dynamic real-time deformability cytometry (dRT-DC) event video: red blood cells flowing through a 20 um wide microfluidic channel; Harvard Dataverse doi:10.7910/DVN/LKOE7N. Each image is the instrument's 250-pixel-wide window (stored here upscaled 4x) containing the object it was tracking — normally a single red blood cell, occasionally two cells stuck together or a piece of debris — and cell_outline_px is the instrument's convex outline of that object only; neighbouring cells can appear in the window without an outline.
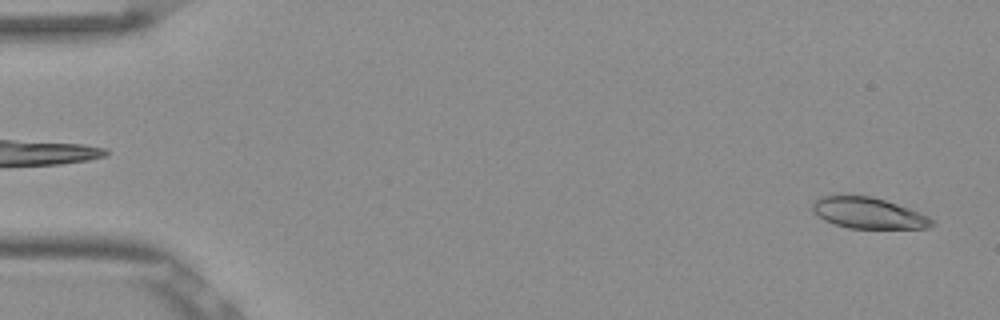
{"species": "Egyptian fruit bat (a non-hibernating species)", "species_latin": "Rousettus aegyptiacus", "temperature_condition": "room temperature", "stored_images_in_passage": 53, "camera_frame_rate_fps": 3000, "um_per_image_px": 0.085, "frame": {"image": 1, "passage_image": 2, "time_ms": 0.333, "image_size_px": [1000, 320], "cell_outline_px": [[936, 224], [928, 228], [848, 228], [824, 220], [816, 216], [812, 212], [812, 200], [820, 196], [872, 196], [908, 208], [928, 216]], "centroid_in_image_um": [73.76, 18.11], "position_along_channel_um": 11.2, "area_um2": 21.5}}
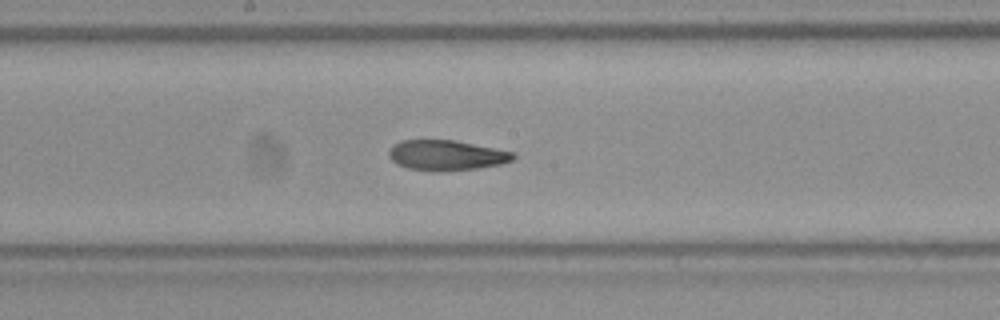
{"frame": {"image": 2, "passage_image": 28, "time_ms": 9.0, "image_size_px": [1000, 320], "cell_outline_px": [[516, 156], [512, 160], [500, 164], [476, 168], [440, 172], [436, 172], [408, 168], [396, 164], [388, 156], [388, 152], [392, 144], [400, 140], [456, 140], [516, 152]], "centroid_in_image_um": [37.93, 13.19], "position_along_channel_um": 210.3, "area_um2": 22.2}}
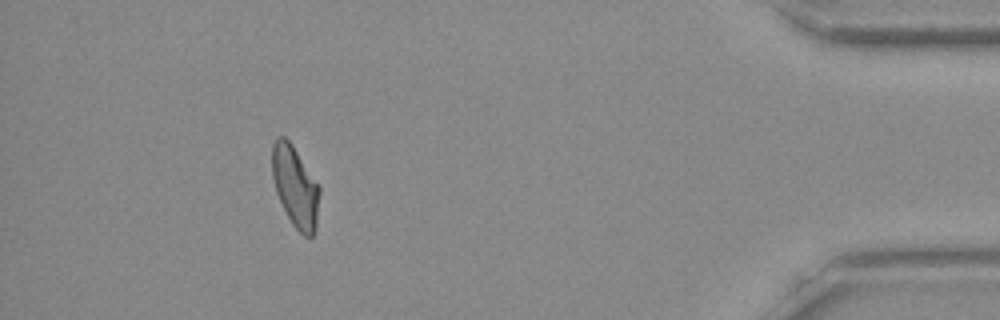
{"frame": {"image": 3, "passage_image": 48, "time_ms": 15.667, "image_size_px": [1000, 320], "cell_outline_px": [[320, 192], [316, 232], [312, 236], [304, 236], [292, 224], [276, 192], [272, 176], [272, 144], [276, 136], [284, 136], [292, 144], [320, 188]], "centroid_in_image_um": [25.09, 15.86], "position_along_channel_um": 410.1, "area_um2": 22.25}, "authors_computed_cell_mechanics": {"area_um2": 22.4264, "velocity_mm_per_s": 3.8305, "shape_relaxation_time_tau1_ms": null, "shape_relaxation_time_tau2_ms": 3.7449, "deformation_change_tau1": null, "deformation_change_tau2": 0.1107}}